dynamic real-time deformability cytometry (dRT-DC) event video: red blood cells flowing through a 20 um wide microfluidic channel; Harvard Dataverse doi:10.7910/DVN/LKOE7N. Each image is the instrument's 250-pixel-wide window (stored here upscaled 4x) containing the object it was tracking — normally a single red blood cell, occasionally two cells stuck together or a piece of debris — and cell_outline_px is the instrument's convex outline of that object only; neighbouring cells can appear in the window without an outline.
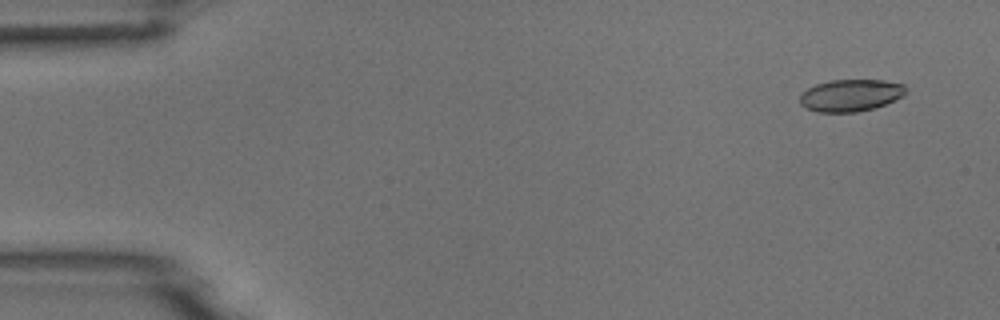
{"species": "common noctule bat (a hibernating species)", "species_latin": "Nyctalus noctula", "temperature_condition": "room temperature", "stored_images_in_passage": 5, "camera_frame_rate_fps": 3000, "um_per_image_px": 0.085, "animal": {"sex": "male", "body_mass_g": 18.8}, "frame": {"image": 1, "passage_image": 1, "time_ms": 0.0, "image_size_px": [1000, 320], "cell_outline_px": [[904, 96], [884, 104], [872, 108], [856, 112], [816, 112], [800, 104], [800, 96], [808, 88], [816, 84], [828, 80], [884, 80], [904, 84]], "centroid_in_image_um": [72.29, 8.09], "position_along_channel_um": 12.7, "area_um2": 19.59}}
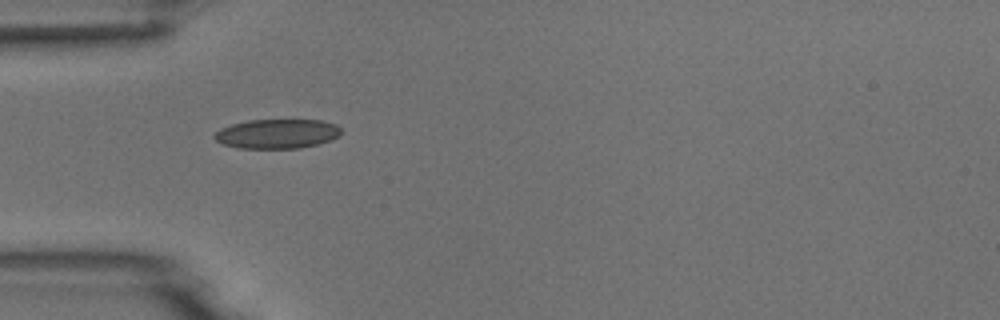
{"frame": {"image": 2, "passage_image": 4, "time_ms": 4.333, "image_size_px": [1000, 320], "cell_outline_px": [[340, 136], [332, 140], [300, 148], [240, 148], [224, 144], [216, 140], [212, 136], [220, 128], [232, 124], [248, 120], [320, 120], [336, 124], [340, 128]], "centroid_in_image_um": [23.56, 11.37], "position_along_channel_um": 61.4, "area_um2": 21.68}}